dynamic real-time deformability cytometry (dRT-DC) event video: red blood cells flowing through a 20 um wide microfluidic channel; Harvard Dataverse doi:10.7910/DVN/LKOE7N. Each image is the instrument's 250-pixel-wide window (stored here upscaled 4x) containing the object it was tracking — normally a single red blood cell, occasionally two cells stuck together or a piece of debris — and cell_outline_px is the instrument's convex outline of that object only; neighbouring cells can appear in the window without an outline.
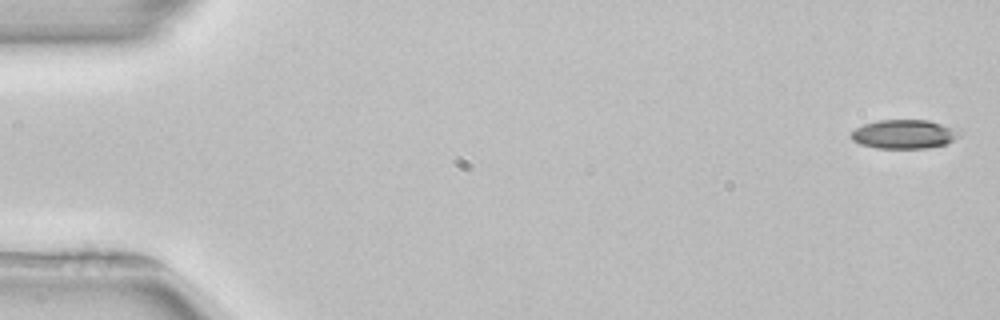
{"species": "common noctule bat (a hibernating species)", "species_latin": "Nyctalus noctula", "temperature_condition": "room temperature", "stored_images_in_passage": 52, "camera_frame_rate_fps": 3000, "um_per_image_px": 0.085, "animal": {"sex": "female", "body_mass_g": 22.7, "forearm_length_mm": 54.2}, "frame": {"image": 1, "passage_image": 1, "time_ms": 0.0, "image_size_px": [1000, 320], "cell_outline_px": [[964, 132], [960, 136], [948, 144], [928, 148], [876, 148], [860, 144], [852, 140], [848, 136], [856, 128], [864, 124], [880, 120], [928, 120]], "centroid_in_image_um": [76.86, 11.41], "position_along_channel_um": 8.1, "area_um2": 18.38}}
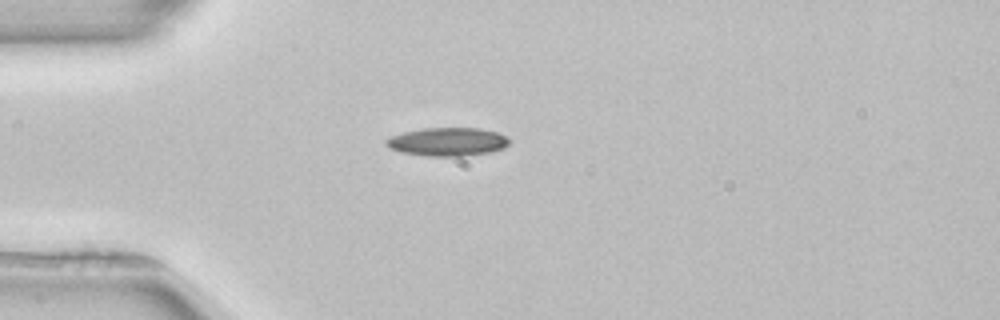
{"frame": {"image": 2, "passage_image": 14, "time_ms": 4.333, "image_size_px": [1000, 320], "cell_outline_px": [[512, 140], [504, 148], [488, 152], [464, 156], [428, 156], [400, 152], [388, 148], [384, 144], [384, 140], [392, 136], [404, 132], [420, 128], [480, 128], [496, 132]], "centroid_in_image_um": [38.01, 12.05], "position_along_channel_um": 47.0, "area_um2": 20.46}}
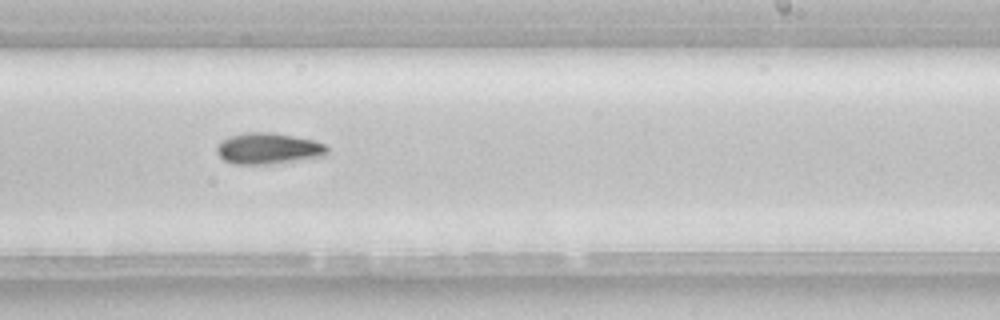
{"frame": {"image": 3, "passage_image": 32, "time_ms": 10.333, "image_size_px": [1000, 320], "cell_outline_px": [[328, 152], [324, 156], [272, 164], [232, 164], [224, 160], [216, 152], [216, 144], [220, 140], [228, 136], [244, 132], [272, 132], [312, 140], [324, 144], [328, 148]], "centroid_in_image_um": [22.74, 12.62], "position_along_channel_um": 266.3, "area_um2": 20.23}}